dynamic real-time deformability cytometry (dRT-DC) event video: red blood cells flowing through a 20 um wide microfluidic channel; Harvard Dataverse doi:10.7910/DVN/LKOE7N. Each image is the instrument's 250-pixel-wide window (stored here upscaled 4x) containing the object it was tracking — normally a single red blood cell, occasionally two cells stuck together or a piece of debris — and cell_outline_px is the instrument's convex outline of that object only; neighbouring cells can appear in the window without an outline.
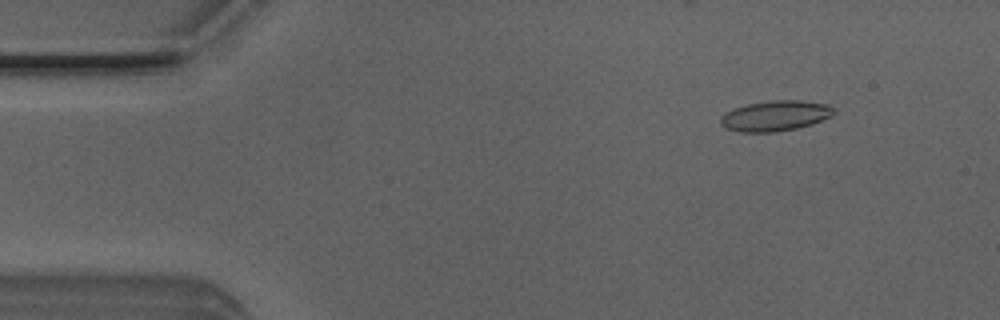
{"species": "Egyptian fruit bat (a non-hibernating species)", "species_latin": "Rousettus aegyptiacus", "temperature_condition": "room temperature", "stored_images_in_passage": 51, "camera_frame_rate_fps": 3000, "um_per_image_px": 0.085, "animal": {"sex": "male"}, "frame": {"image": 1, "passage_image": 6, "time_ms": 1.667, "image_size_px": [1000, 320], "cell_outline_px": [[836, 112], [832, 116], [812, 124], [796, 128], [776, 132], [740, 132], [724, 128], [720, 124], [720, 116], [736, 108], [748, 104], [772, 100], [800, 100], [828, 104], [836, 108]], "centroid_in_image_um": [65.93, 9.84], "position_along_channel_um": 19.1, "area_um2": 20.17}}
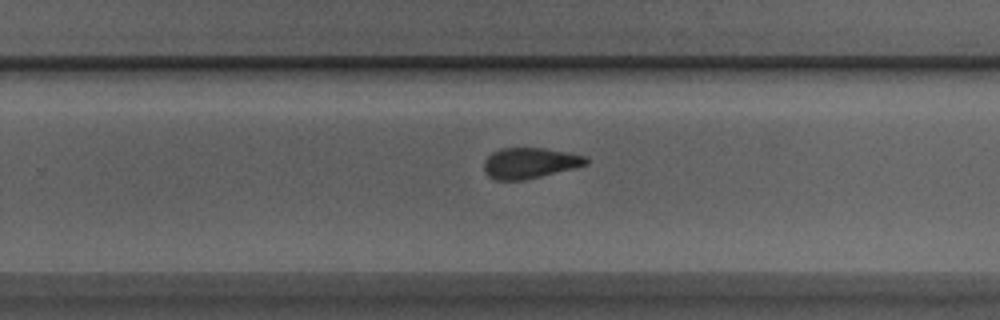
{"frame": {"image": 2, "passage_image": 32, "time_ms": 10.333, "image_size_px": [1000, 320], "cell_outline_px": [[588, 164], [524, 180], [496, 180], [488, 176], [484, 172], [484, 160], [492, 152], [500, 148], [544, 148], [568, 152], [584, 156], [588, 160]], "centroid_in_image_um": [44.98, 13.85], "position_along_channel_um": 284.8, "area_um2": 18.15}}
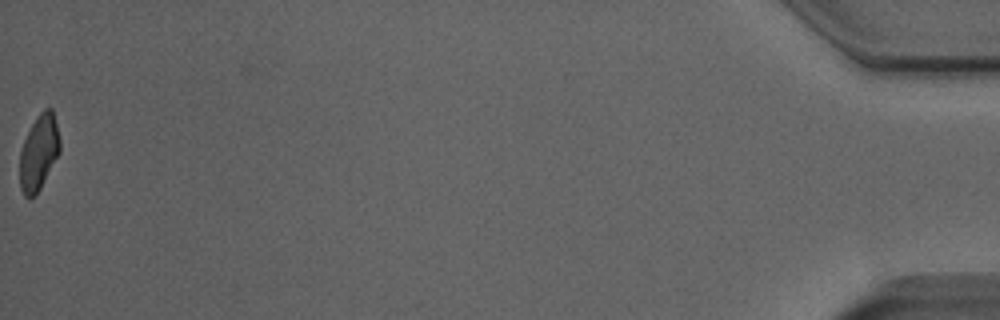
{"frame": {"image": 3, "passage_image": 51, "time_ms": 16.667, "image_size_px": [1000, 320], "cell_outline_px": [[60, 152], [36, 196], [28, 200], [24, 196], [20, 188], [20, 152], [24, 140], [36, 116], [44, 108], [52, 108], [60, 140]], "centroid_in_image_um": [3.29, 13.0], "position_along_channel_um": 431.9, "area_um2": 17.69}, "authors_computed_cell_mechanics": {"area_um2": 19.0162, "velocity_mm_per_s": 4.0292, "shape_relaxation_time_tau1_ms": 3.3749, "shape_relaxation_time_tau2_ms": 1.4496, "deformation_change_tau1": 0.1335, "deformation_change_tau2": 0.099}}